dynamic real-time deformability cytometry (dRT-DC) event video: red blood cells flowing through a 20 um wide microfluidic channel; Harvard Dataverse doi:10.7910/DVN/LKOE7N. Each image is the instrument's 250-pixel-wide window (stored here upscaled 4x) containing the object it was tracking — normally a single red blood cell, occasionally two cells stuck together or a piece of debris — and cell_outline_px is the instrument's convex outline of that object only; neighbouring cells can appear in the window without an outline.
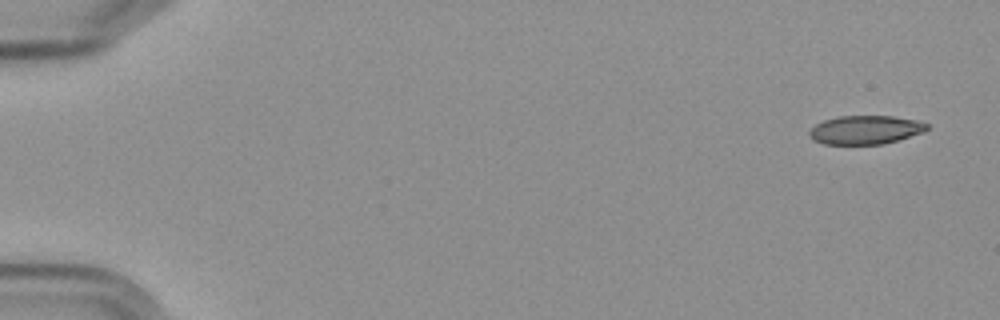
{"species": "Egyptian fruit bat (a non-hibernating species)", "species_latin": "Rousettus aegyptiacus", "temperature_condition": "cold", "stored_images_in_passage": 6, "segment_of_instrument_passage": [2, 2], "camera_frame_rate_fps": 3000, "um_per_image_px": 0.085, "frame": {"image": 1, "passage_image": 6, "time_ms": 6.667, "image_size_px": [1000, 320], "cell_outline_px": [[928, 128], [924, 132], [884, 144], [824, 144], [812, 140], [808, 136], [808, 132], [816, 124], [824, 120], [836, 116], [892, 116], [916, 120], [928, 124]], "centroid_in_image_um": [73.53, 11.04], "position_along_channel_um": 11.5, "area_um2": 19.71}}